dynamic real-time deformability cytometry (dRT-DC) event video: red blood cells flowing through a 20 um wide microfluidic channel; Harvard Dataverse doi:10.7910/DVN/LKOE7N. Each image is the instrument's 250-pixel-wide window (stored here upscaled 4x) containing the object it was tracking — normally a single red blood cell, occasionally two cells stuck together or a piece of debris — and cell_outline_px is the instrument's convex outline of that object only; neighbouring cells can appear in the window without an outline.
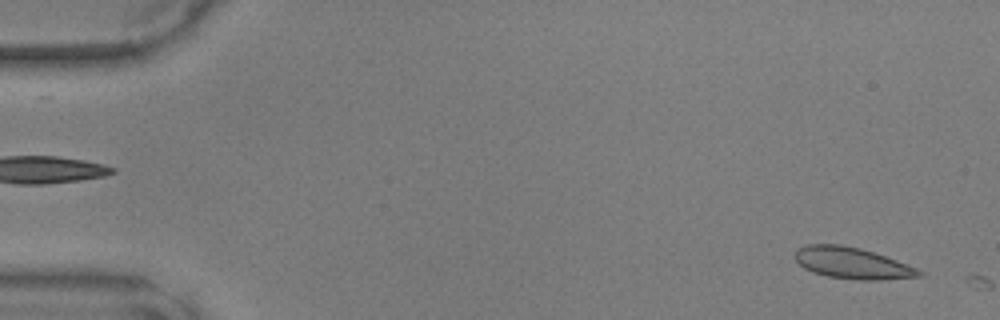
{"species": "common noctule bat (a hibernating species)", "species_latin": "Nyctalus noctula", "temperature_condition": "warm", "stored_images_in_passage": 3, "camera_frame_rate_fps": 3000, "um_per_image_px": 0.085, "animal": {"sex": "male", "body_mass_g": 17.9, "forearm_length_mm": 54.2}, "frame": {"image": 1, "passage_image": 2, "time_ms": 0.333, "image_size_px": [1000, 320], "cell_outline_px": [[924, 276], [880, 280], [856, 280], [828, 276], [812, 272], [804, 268], [796, 260], [796, 248], [808, 244], [840, 244], [860, 248], [896, 260], [916, 268], [924, 272]], "centroid_in_image_um": [72.43, 22.37], "position_along_channel_um": 12.6, "area_um2": 22.6}}